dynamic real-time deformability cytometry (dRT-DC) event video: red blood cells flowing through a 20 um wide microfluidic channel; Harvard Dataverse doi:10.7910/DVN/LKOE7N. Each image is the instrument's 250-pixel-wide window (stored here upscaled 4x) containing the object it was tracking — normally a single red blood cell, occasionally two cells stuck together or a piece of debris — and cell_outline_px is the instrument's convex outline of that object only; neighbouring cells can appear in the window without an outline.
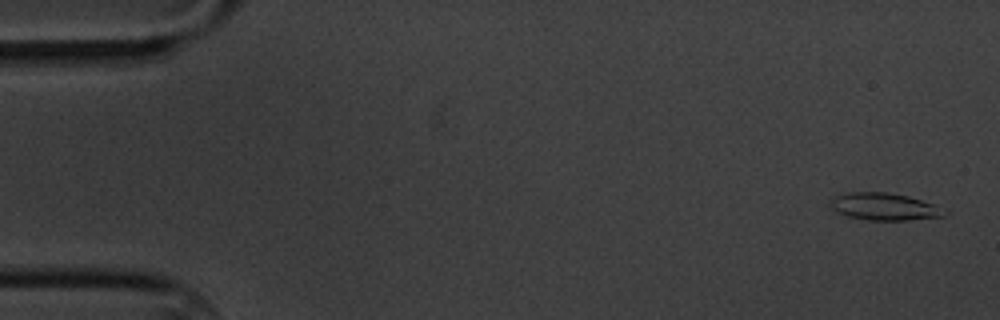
{"species": "common noctule bat (a hibernating species)", "species_latin": "Nyctalus noctula", "temperature_condition": "cold", "stored_images_in_passage": 4, "camera_frame_rate_fps": 3000, "um_per_image_px": 0.085, "animal": {"sex": "male", "body_mass_g": 20.1, "forearm_length_mm": 53.5}, "frame": {"image": 1, "passage_image": 1, "time_ms": 0.0, "image_size_px": [1000, 320], "cell_outline_px": [[948, 212], [944, 216], [908, 220], [868, 220], [848, 216], [836, 212], [828, 204], [836, 196], [848, 192], [884, 192], [908, 196], [932, 204]], "centroid_in_image_um": [75.13, 17.57], "position_along_channel_um": 9.9, "area_um2": 17.86}}